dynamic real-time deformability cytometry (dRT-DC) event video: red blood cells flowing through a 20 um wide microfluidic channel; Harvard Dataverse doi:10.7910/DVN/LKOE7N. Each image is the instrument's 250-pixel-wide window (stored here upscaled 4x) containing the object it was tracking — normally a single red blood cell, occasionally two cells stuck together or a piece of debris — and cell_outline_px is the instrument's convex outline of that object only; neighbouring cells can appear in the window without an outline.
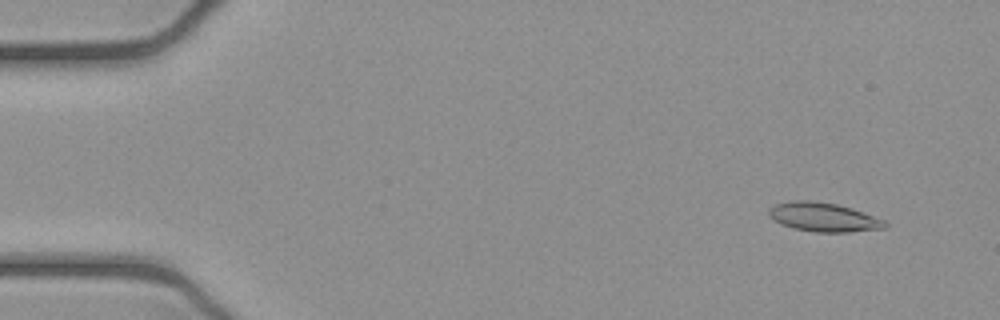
{"species": "common noctule bat (a hibernating species)", "species_latin": "Nyctalus noctula", "temperature_condition": "cold", "stored_images_in_passage": 51, "camera_frame_rate_fps": 3000, "um_per_image_px": 0.085, "animal": {"sex": "female", "body_mass_g": 21.9}, "frame": {"image": 1, "passage_image": 3, "time_ms": 0.667, "image_size_px": [1000, 320], "cell_outline_px": [[888, 224], [884, 228], [848, 232], [816, 232], [796, 228], [780, 224], [772, 220], [768, 216], [768, 208], [776, 204], [792, 200], [808, 200], [836, 204], [852, 208], [884, 220]], "centroid_in_image_um": [69.95, 18.45], "position_along_channel_um": 15.0, "area_um2": 19.54}}
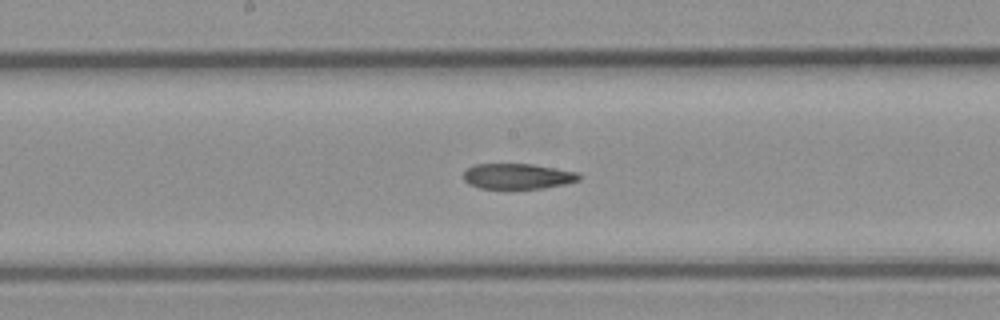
{"frame": {"image": 2, "passage_image": 26, "time_ms": 8.333, "image_size_px": [1000, 320], "cell_outline_px": [[584, 176], [580, 180], [564, 184], [544, 188], [480, 188], [468, 184], [464, 180], [464, 172], [468, 168], [476, 164], [532, 164], [576, 172]], "centroid_in_image_um": [44.02, 14.98], "position_along_channel_um": 204.2, "area_um2": 17.05}}
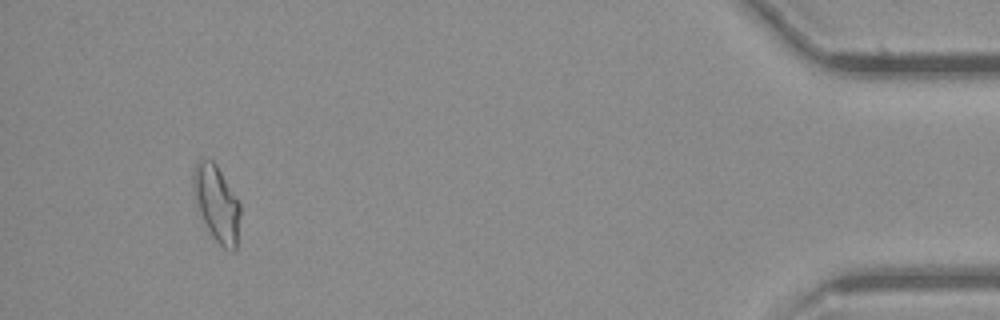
{"frame": {"image": 3, "passage_image": 48, "time_ms": 15.667, "image_size_px": [1000, 320], "cell_outline_px": [[240, 216], [236, 248], [232, 252], [224, 248], [212, 236], [200, 216], [196, 208], [192, 180], [192, 172], [196, 160], [200, 156], [212, 160], [216, 164], [240, 204]], "centroid_in_image_um": [18.37, 17.25], "position_along_channel_um": 416.8, "area_um2": 21.04}, "authors_computed_cell_mechanics": {"area_um2": 18.8428, "velocity_mm_per_s": 3.8955, "shape_relaxation_time_tau1_ms": null, "shape_relaxation_time_tau2_ms": 5.853, "deformation_change_tau1": null, "deformation_change_tau2": 0.1416}}